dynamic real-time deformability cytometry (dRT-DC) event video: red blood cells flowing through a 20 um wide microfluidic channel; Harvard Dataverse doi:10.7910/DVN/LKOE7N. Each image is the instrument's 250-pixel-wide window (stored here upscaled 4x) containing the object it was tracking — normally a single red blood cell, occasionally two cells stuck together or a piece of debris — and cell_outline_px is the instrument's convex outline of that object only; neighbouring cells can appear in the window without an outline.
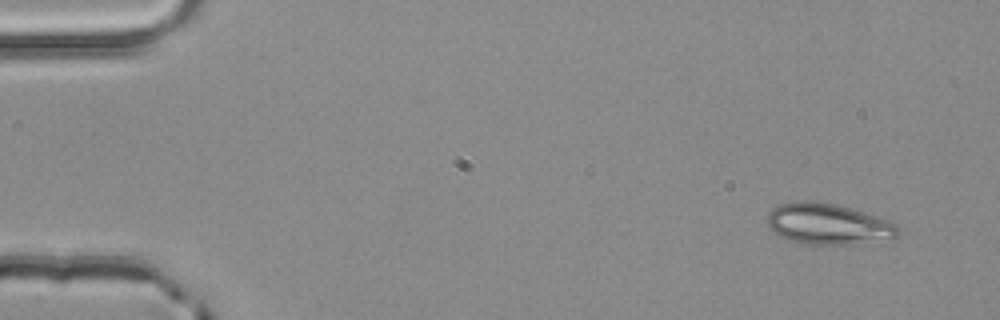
{"species": "common noctule bat (a hibernating species)", "species_latin": "Nyctalus noctula", "temperature_condition": "room temperature", "stored_images_in_passage": 3, "camera_frame_rate_fps": 3000, "um_per_image_px": 0.085, "animal": {"sex": "male", "body_mass_g": 20.4}, "frame": {"image": 1, "passage_image": 1, "time_ms": 0.0, "image_size_px": [1000, 320], "cell_outline_px": [[900, 232], [892, 240], [852, 244], [804, 244], [780, 236], [768, 228], [768, 212], [772, 208], [780, 204], [804, 200], [836, 204], [864, 212], [888, 220], [896, 224], [900, 228]], "centroid_in_image_um": [70.42, 19.05], "position_along_channel_um": 14.6, "area_um2": 31.33}}